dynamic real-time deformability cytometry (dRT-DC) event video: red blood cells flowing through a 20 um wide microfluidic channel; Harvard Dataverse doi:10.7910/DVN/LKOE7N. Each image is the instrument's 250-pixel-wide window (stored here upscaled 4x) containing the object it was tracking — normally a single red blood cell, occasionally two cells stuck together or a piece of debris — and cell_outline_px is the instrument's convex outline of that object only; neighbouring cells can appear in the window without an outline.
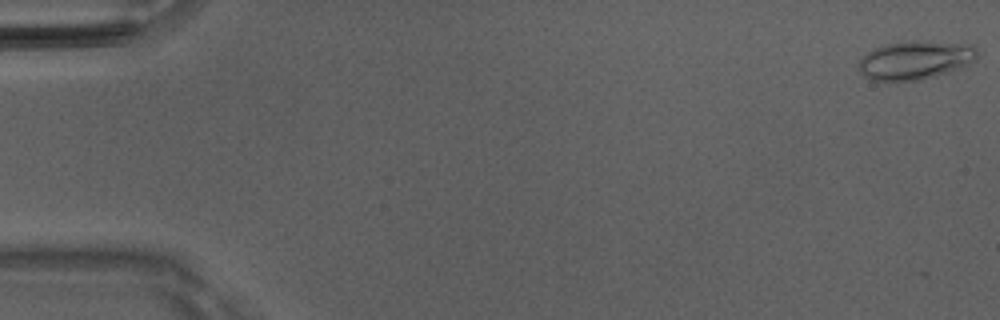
{"species": "Egyptian fruit bat (a non-hibernating species)", "species_latin": "Rousettus aegyptiacus", "temperature_condition": "room temperature", "stored_images_in_passage": 33, "camera_frame_rate_fps": 3000, "um_per_image_px": 0.085, "animal": {"sex": "male"}, "frame": {"image": 1, "passage_image": 1, "time_ms": 0.0, "image_size_px": [1000, 320], "cell_outline_px": [[976, 60], [960, 68], [920, 80], [872, 80], [864, 76], [860, 72], [856, 64], [868, 52], [876, 48], [888, 44], [912, 40], [928, 40], [972, 44], [976, 48]], "centroid_in_image_um": [77.81, 5.09], "position_along_channel_um": 7.2, "area_um2": 26.65}}